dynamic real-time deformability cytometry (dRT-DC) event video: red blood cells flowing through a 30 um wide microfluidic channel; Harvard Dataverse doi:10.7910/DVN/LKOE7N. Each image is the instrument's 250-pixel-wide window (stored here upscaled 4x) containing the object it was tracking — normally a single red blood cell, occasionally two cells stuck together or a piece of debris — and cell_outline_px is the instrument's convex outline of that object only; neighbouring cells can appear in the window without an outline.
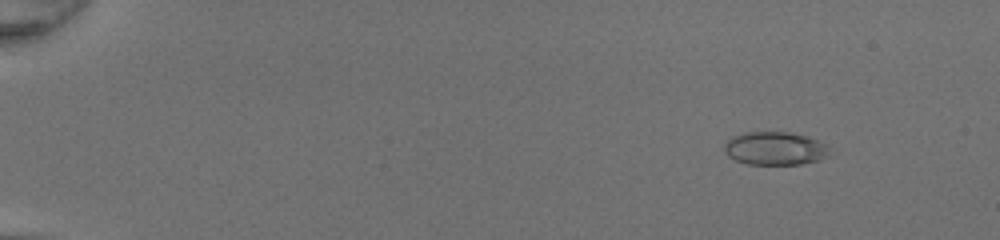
{"species": "common noctule bat (a hibernating species)", "species_latin": "Nyctalus noctula", "temperature_condition": "room temperature", "stored_images_in_passage": 51, "camera_frame_rate_fps": 3000, "um_per_image_px": 0.085, "animal": {"sex": "female", "body_mass_g": 20.0, "forearm_length_mm": 54.0}, "frame": {"image": 1, "passage_image": 7, "time_ms": 2.0, "image_size_px": [1000, 240], "cell_outline_px": [[832, 156], [820, 160], [800, 164], [748, 164], [736, 160], [728, 156], [724, 152], [724, 144], [732, 136], [744, 132], [788, 132], [808, 136], [824, 144], [828, 148]], "centroid_in_image_um": [65.88, 12.62], "position_along_channel_um": 19.1, "area_um2": 20.52}}
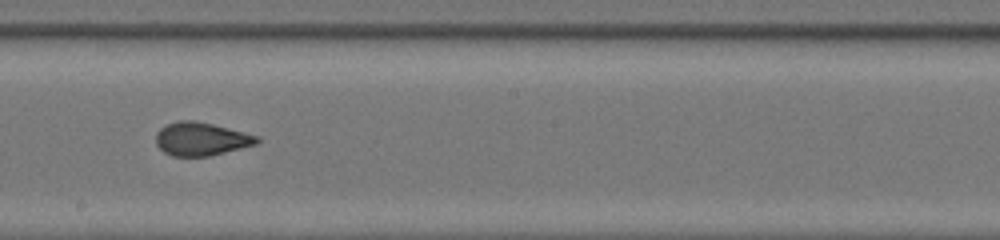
{"frame": {"image": 2, "passage_image": 32, "time_ms": 10.333, "image_size_px": [1000, 240], "cell_outline_px": [[260, 140], [256, 144], [208, 156], [172, 156], [164, 152], [156, 144], [156, 132], [160, 128], [168, 124], [180, 120], [192, 120], [212, 124], [260, 136]], "centroid_in_image_um": [17.08, 11.81], "position_along_channel_um": 231.1, "area_um2": 19.42}}
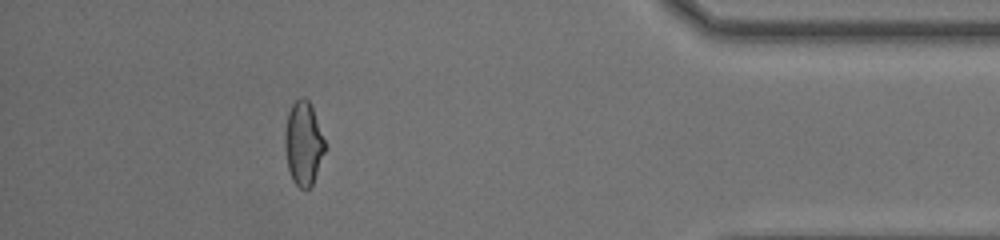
{"frame": {"image": 3, "passage_image": 47, "time_ms": 15.333, "image_size_px": [1000, 240], "cell_outline_px": [[328, 148], [312, 184], [304, 192], [292, 180], [288, 168], [284, 148], [284, 132], [288, 112], [292, 104], [300, 96], [304, 96], [308, 100], [312, 108]], "centroid_in_image_um": [25.79, 12.21], "position_along_channel_um": 409.4, "area_um2": 19.94}, "authors_computed_cell_mechanics": {"area_um2": 20.0566, "velocity_mm_per_s": 4.3143, "shape_relaxation_time_tau1_ms": null, "shape_relaxation_time_tau2_ms": 0.7243, "deformation_change_tau1": null, "deformation_change_tau2": 0.0537}}